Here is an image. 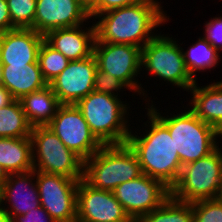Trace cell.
Segmentation results:
<instances>
[{
	"mask_svg": "<svg viewBox=\"0 0 222 222\" xmlns=\"http://www.w3.org/2000/svg\"><path fill=\"white\" fill-rule=\"evenodd\" d=\"M218 199L222 202V185H221V190H220V193H219Z\"/></svg>",
	"mask_w": 222,
	"mask_h": 222,
	"instance_id": "cell-40",
	"label": "cell"
},
{
	"mask_svg": "<svg viewBox=\"0 0 222 222\" xmlns=\"http://www.w3.org/2000/svg\"><path fill=\"white\" fill-rule=\"evenodd\" d=\"M20 102L32 127L47 126L61 105L49 84L40 90L24 95Z\"/></svg>",
	"mask_w": 222,
	"mask_h": 222,
	"instance_id": "cell-21",
	"label": "cell"
},
{
	"mask_svg": "<svg viewBox=\"0 0 222 222\" xmlns=\"http://www.w3.org/2000/svg\"><path fill=\"white\" fill-rule=\"evenodd\" d=\"M161 8L157 0H141L137 4L97 15L95 42L130 44L142 48L156 36L152 30L169 20Z\"/></svg>",
	"mask_w": 222,
	"mask_h": 222,
	"instance_id": "cell-1",
	"label": "cell"
},
{
	"mask_svg": "<svg viewBox=\"0 0 222 222\" xmlns=\"http://www.w3.org/2000/svg\"><path fill=\"white\" fill-rule=\"evenodd\" d=\"M76 106L89 128L103 145L126 144L129 133L128 107L117 96L92 91ZM128 113V114H127ZM126 115V116H125ZM126 118V119H125Z\"/></svg>",
	"mask_w": 222,
	"mask_h": 222,
	"instance_id": "cell-4",
	"label": "cell"
},
{
	"mask_svg": "<svg viewBox=\"0 0 222 222\" xmlns=\"http://www.w3.org/2000/svg\"><path fill=\"white\" fill-rule=\"evenodd\" d=\"M76 222H134L113 191L90 186L83 178L77 188Z\"/></svg>",
	"mask_w": 222,
	"mask_h": 222,
	"instance_id": "cell-13",
	"label": "cell"
},
{
	"mask_svg": "<svg viewBox=\"0 0 222 222\" xmlns=\"http://www.w3.org/2000/svg\"><path fill=\"white\" fill-rule=\"evenodd\" d=\"M35 177L36 171L33 169L24 173L9 174L5 180L3 202L6 201V204L8 201L11 206L9 210L4 207V210L11 219L41 206Z\"/></svg>",
	"mask_w": 222,
	"mask_h": 222,
	"instance_id": "cell-17",
	"label": "cell"
},
{
	"mask_svg": "<svg viewBox=\"0 0 222 222\" xmlns=\"http://www.w3.org/2000/svg\"><path fill=\"white\" fill-rule=\"evenodd\" d=\"M31 131L20 100L0 108V138L30 137Z\"/></svg>",
	"mask_w": 222,
	"mask_h": 222,
	"instance_id": "cell-23",
	"label": "cell"
},
{
	"mask_svg": "<svg viewBox=\"0 0 222 222\" xmlns=\"http://www.w3.org/2000/svg\"><path fill=\"white\" fill-rule=\"evenodd\" d=\"M143 174L135 152L126 144L103 145L84 161L83 179L92 187L113 191Z\"/></svg>",
	"mask_w": 222,
	"mask_h": 222,
	"instance_id": "cell-5",
	"label": "cell"
},
{
	"mask_svg": "<svg viewBox=\"0 0 222 222\" xmlns=\"http://www.w3.org/2000/svg\"><path fill=\"white\" fill-rule=\"evenodd\" d=\"M2 80V63L0 62V85Z\"/></svg>",
	"mask_w": 222,
	"mask_h": 222,
	"instance_id": "cell-39",
	"label": "cell"
},
{
	"mask_svg": "<svg viewBox=\"0 0 222 222\" xmlns=\"http://www.w3.org/2000/svg\"><path fill=\"white\" fill-rule=\"evenodd\" d=\"M81 4H83L88 11L93 7L94 0H78Z\"/></svg>",
	"mask_w": 222,
	"mask_h": 222,
	"instance_id": "cell-37",
	"label": "cell"
},
{
	"mask_svg": "<svg viewBox=\"0 0 222 222\" xmlns=\"http://www.w3.org/2000/svg\"><path fill=\"white\" fill-rule=\"evenodd\" d=\"M37 0H6L15 28L33 29Z\"/></svg>",
	"mask_w": 222,
	"mask_h": 222,
	"instance_id": "cell-27",
	"label": "cell"
},
{
	"mask_svg": "<svg viewBox=\"0 0 222 222\" xmlns=\"http://www.w3.org/2000/svg\"><path fill=\"white\" fill-rule=\"evenodd\" d=\"M141 0H94L93 7L89 10L90 19L103 12L137 4Z\"/></svg>",
	"mask_w": 222,
	"mask_h": 222,
	"instance_id": "cell-31",
	"label": "cell"
},
{
	"mask_svg": "<svg viewBox=\"0 0 222 222\" xmlns=\"http://www.w3.org/2000/svg\"><path fill=\"white\" fill-rule=\"evenodd\" d=\"M193 222H222V202L219 199L192 202Z\"/></svg>",
	"mask_w": 222,
	"mask_h": 222,
	"instance_id": "cell-28",
	"label": "cell"
},
{
	"mask_svg": "<svg viewBox=\"0 0 222 222\" xmlns=\"http://www.w3.org/2000/svg\"><path fill=\"white\" fill-rule=\"evenodd\" d=\"M0 166L8 175L33 170L30 137L0 138Z\"/></svg>",
	"mask_w": 222,
	"mask_h": 222,
	"instance_id": "cell-22",
	"label": "cell"
},
{
	"mask_svg": "<svg viewBox=\"0 0 222 222\" xmlns=\"http://www.w3.org/2000/svg\"><path fill=\"white\" fill-rule=\"evenodd\" d=\"M3 85L12 96L20 100L24 95L48 85L44 80L39 63L2 65Z\"/></svg>",
	"mask_w": 222,
	"mask_h": 222,
	"instance_id": "cell-19",
	"label": "cell"
},
{
	"mask_svg": "<svg viewBox=\"0 0 222 222\" xmlns=\"http://www.w3.org/2000/svg\"><path fill=\"white\" fill-rule=\"evenodd\" d=\"M149 109L167 128L182 166L212 153L219 145L222 134L213 126L201 121L190 109L173 115L162 116L153 105Z\"/></svg>",
	"mask_w": 222,
	"mask_h": 222,
	"instance_id": "cell-3",
	"label": "cell"
},
{
	"mask_svg": "<svg viewBox=\"0 0 222 222\" xmlns=\"http://www.w3.org/2000/svg\"><path fill=\"white\" fill-rule=\"evenodd\" d=\"M15 98L12 94L3 86L0 85V108L12 103Z\"/></svg>",
	"mask_w": 222,
	"mask_h": 222,
	"instance_id": "cell-34",
	"label": "cell"
},
{
	"mask_svg": "<svg viewBox=\"0 0 222 222\" xmlns=\"http://www.w3.org/2000/svg\"><path fill=\"white\" fill-rule=\"evenodd\" d=\"M16 29L12 25L6 0H0V34Z\"/></svg>",
	"mask_w": 222,
	"mask_h": 222,
	"instance_id": "cell-33",
	"label": "cell"
},
{
	"mask_svg": "<svg viewBox=\"0 0 222 222\" xmlns=\"http://www.w3.org/2000/svg\"><path fill=\"white\" fill-rule=\"evenodd\" d=\"M44 35L33 29L16 28L0 34V62L2 65L38 62Z\"/></svg>",
	"mask_w": 222,
	"mask_h": 222,
	"instance_id": "cell-16",
	"label": "cell"
},
{
	"mask_svg": "<svg viewBox=\"0 0 222 222\" xmlns=\"http://www.w3.org/2000/svg\"><path fill=\"white\" fill-rule=\"evenodd\" d=\"M12 222H56L43 207L34 208L25 215H17Z\"/></svg>",
	"mask_w": 222,
	"mask_h": 222,
	"instance_id": "cell-32",
	"label": "cell"
},
{
	"mask_svg": "<svg viewBox=\"0 0 222 222\" xmlns=\"http://www.w3.org/2000/svg\"><path fill=\"white\" fill-rule=\"evenodd\" d=\"M218 52L222 49V17H214L205 24L203 36Z\"/></svg>",
	"mask_w": 222,
	"mask_h": 222,
	"instance_id": "cell-30",
	"label": "cell"
},
{
	"mask_svg": "<svg viewBox=\"0 0 222 222\" xmlns=\"http://www.w3.org/2000/svg\"><path fill=\"white\" fill-rule=\"evenodd\" d=\"M0 222H12L10 216L6 213L4 208L0 209Z\"/></svg>",
	"mask_w": 222,
	"mask_h": 222,
	"instance_id": "cell-35",
	"label": "cell"
},
{
	"mask_svg": "<svg viewBox=\"0 0 222 222\" xmlns=\"http://www.w3.org/2000/svg\"><path fill=\"white\" fill-rule=\"evenodd\" d=\"M141 67L151 75L189 90L196 80L185 66L182 47L169 36L157 35L142 47Z\"/></svg>",
	"mask_w": 222,
	"mask_h": 222,
	"instance_id": "cell-8",
	"label": "cell"
},
{
	"mask_svg": "<svg viewBox=\"0 0 222 222\" xmlns=\"http://www.w3.org/2000/svg\"><path fill=\"white\" fill-rule=\"evenodd\" d=\"M138 222H193L192 203L170 196L161 206L144 215Z\"/></svg>",
	"mask_w": 222,
	"mask_h": 222,
	"instance_id": "cell-25",
	"label": "cell"
},
{
	"mask_svg": "<svg viewBox=\"0 0 222 222\" xmlns=\"http://www.w3.org/2000/svg\"><path fill=\"white\" fill-rule=\"evenodd\" d=\"M147 110L149 131L143 136L130 132L127 144L137 155L142 172L171 189L180 177L182 164L168 128Z\"/></svg>",
	"mask_w": 222,
	"mask_h": 222,
	"instance_id": "cell-2",
	"label": "cell"
},
{
	"mask_svg": "<svg viewBox=\"0 0 222 222\" xmlns=\"http://www.w3.org/2000/svg\"><path fill=\"white\" fill-rule=\"evenodd\" d=\"M123 87L126 88L120 80L97 68L94 79V91L118 97L119 94L117 91L123 89Z\"/></svg>",
	"mask_w": 222,
	"mask_h": 222,
	"instance_id": "cell-29",
	"label": "cell"
},
{
	"mask_svg": "<svg viewBox=\"0 0 222 222\" xmlns=\"http://www.w3.org/2000/svg\"><path fill=\"white\" fill-rule=\"evenodd\" d=\"M7 177H8L7 172L4 170L2 166H0V184H4Z\"/></svg>",
	"mask_w": 222,
	"mask_h": 222,
	"instance_id": "cell-36",
	"label": "cell"
},
{
	"mask_svg": "<svg viewBox=\"0 0 222 222\" xmlns=\"http://www.w3.org/2000/svg\"><path fill=\"white\" fill-rule=\"evenodd\" d=\"M3 205H4V202H3V184H0V209L4 208Z\"/></svg>",
	"mask_w": 222,
	"mask_h": 222,
	"instance_id": "cell-38",
	"label": "cell"
},
{
	"mask_svg": "<svg viewBox=\"0 0 222 222\" xmlns=\"http://www.w3.org/2000/svg\"><path fill=\"white\" fill-rule=\"evenodd\" d=\"M188 91L193 94L190 110L222 134V81L201 88L195 83Z\"/></svg>",
	"mask_w": 222,
	"mask_h": 222,
	"instance_id": "cell-20",
	"label": "cell"
},
{
	"mask_svg": "<svg viewBox=\"0 0 222 222\" xmlns=\"http://www.w3.org/2000/svg\"><path fill=\"white\" fill-rule=\"evenodd\" d=\"M30 139L35 171L77 180L83 178L84 161L68 149L47 126L32 127Z\"/></svg>",
	"mask_w": 222,
	"mask_h": 222,
	"instance_id": "cell-7",
	"label": "cell"
},
{
	"mask_svg": "<svg viewBox=\"0 0 222 222\" xmlns=\"http://www.w3.org/2000/svg\"><path fill=\"white\" fill-rule=\"evenodd\" d=\"M69 62L70 60L62 53L43 40L39 49L38 63L42 76L48 84L68 66Z\"/></svg>",
	"mask_w": 222,
	"mask_h": 222,
	"instance_id": "cell-26",
	"label": "cell"
},
{
	"mask_svg": "<svg viewBox=\"0 0 222 222\" xmlns=\"http://www.w3.org/2000/svg\"><path fill=\"white\" fill-rule=\"evenodd\" d=\"M183 50L182 48L185 66L195 80L194 76L197 71H204L218 65L219 53L204 37H199L198 41L187 51Z\"/></svg>",
	"mask_w": 222,
	"mask_h": 222,
	"instance_id": "cell-24",
	"label": "cell"
},
{
	"mask_svg": "<svg viewBox=\"0 0 222 222\" xmlns=\"http://www.w3.org/2000/svg\"><path fill=\"white\" fill-rule=\"evenodd\" d=\"M47 127L83 161L89 159L103 146L92 133L76 105L61 104Z\"/></svg>",
	"mask_w": 222,
	"mask_h": 222,
	"instance_id": "cell-9",
	"label": "cell"
},
{
	"mask_svg": "<svg viewBox=\"0 0 222 222\" xmlns=\"http://www.w3.org/2000/svg\"><path fill=\"white\" fill-rule=\"evenodd\" d=\"M113 193L129 217L138 222L144 215L161 206L171 196V189L162 181L143 173L118 185Z\"/></svg>",
	"mask_w": 222,
	"mask_h": 222,
	"instance_id": "cell-12",
	"label": "cell"
},
{
	"mask_svg": "<svg viewBox=\"0 0 222 222\" xmlns=\"http://www.w3.org/2000/svg\"><path fill=\"white\" fill-rule=\"evenodd\" d=\"M83 25L49 31L44 40L70 61L92 56L96 41L95 25L82 30ZM86 30V31H85Z\"/></svg>",
	"mask_w": 222,
	"mask_h": 222,
	"instance_id": "cell-18",
	"label": "cell"
},
{
	"mask_svg": "<svg viewBox=\"0 0 222 222\" xmlns=\"http://www.w3.org/2000/svg\"><path fill=\"white\" fill-rule=\"evenodd\" d=\"M93 54L100 70L120 80L129 90L144 96V89L135 80L142 69V48L130 44L95 42Z\"/></svg>",
	"mask_w": 222,
	"mask_h": 222,
	"instance_id": "cell-11",
	"label": "cell"
},
{
	"mask_svg": "<svg viewBox=\"0 0 222 222\" xmlns=\"http://www.w3.org/2000/svg\"><path fill=\"white\" fill-rule=\"evenodd\" d=\"M40 205L56 222L77 221L79 180L36 171Z\"/></svg>",
	"mask_w": 222,
	"mask_h": 222,
	"instance_id": "cell-10",
	"label": "cell"
},
{
	"mask_svg": "<svg viewBox=\"0 0 222 222\" xmlns=\"http://www.w3.org/2000/svg\"><path fill=\"white\" fill-rule=\"evenodd\" d=\"M222 185V150L218 147L210 154L182 166L171 196L181 202L218 199Z\"/></svg>",
	"mask_w": 222,
	"mask_h": 222,
	"instance_id": "cell-6",
	"label": "cell"
},
{
	"mask_svg": "<svg viewBox=\"0 0 222 222\" xmlns=\"http://www.w3.org/2000/svg\"><path fill=\"white\" fill-rule=\"evenodd\" d=\"M88 19V9L78 0H37L34 30L45 36L55 29L83 25Z\"/></svg>",
	"mask_w": 222,
	"mask_h": 222,
	"instance_id": "cell-15",
	"label": "cell"
},
{
	"mask_svg": "<svg viewBox=\"0 0 222 222\" xmlns=\"http://www.w3.org/2000/svg\"><path fill=\"white\" fill-rule=\"evenodd\" d=\"M97 68L94 54L82 60L70 61L68 66L49 83L60 104L76 105L94 91Z\"/></svg>",
	"mask_w": 222,
	"mask_h": 222,
	"instance_id": "cell-14",
	"label": "cell"
}]
</instances>
